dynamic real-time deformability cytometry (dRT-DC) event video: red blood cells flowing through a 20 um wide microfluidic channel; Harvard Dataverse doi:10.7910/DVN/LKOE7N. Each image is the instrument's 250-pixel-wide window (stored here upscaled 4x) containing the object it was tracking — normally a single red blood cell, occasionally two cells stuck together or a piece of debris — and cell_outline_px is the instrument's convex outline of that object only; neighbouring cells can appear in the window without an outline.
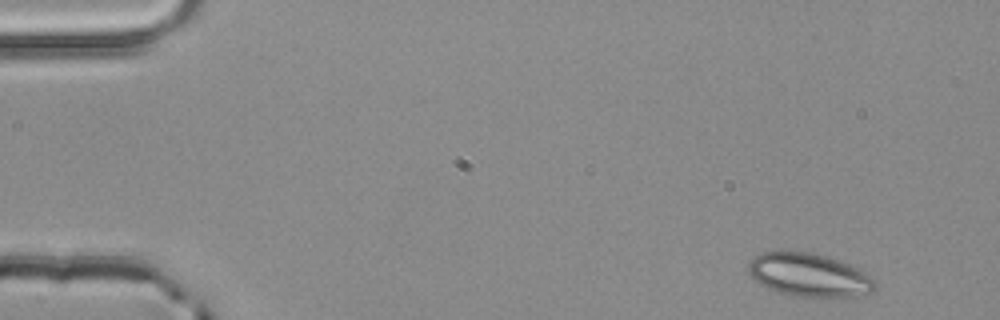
{"species": "common noctule bat (a hibernating species)", "species_latin": "Nyctalus noctula", "temperature_condition": "room temperature", "stored_images_in_passage": 4, "camera_frame_rate_fps": 3000, "um_per_image_px": 0.085, "animal": {"sex": "male", "body_mass_g": 20.4}, "frame": {"image": 1, "passage_image": 1, "time_ms": 0.0, "image_size_px": [1000, 320], "cell_outline_px": [[876, 288], [872, 292], [852, 296], [788, 296], [768, 288], [760, 284], [748, 272], [748, 264], [756, 256], [764, 252], [788, 248], [808, 252], [824, 256], [848, 264], [864, 272], [876, 280]], "centroid_in_image_um": [68.73, 23.35], "position_along_channel_um": 16.3, "area_um2": 32.02}}